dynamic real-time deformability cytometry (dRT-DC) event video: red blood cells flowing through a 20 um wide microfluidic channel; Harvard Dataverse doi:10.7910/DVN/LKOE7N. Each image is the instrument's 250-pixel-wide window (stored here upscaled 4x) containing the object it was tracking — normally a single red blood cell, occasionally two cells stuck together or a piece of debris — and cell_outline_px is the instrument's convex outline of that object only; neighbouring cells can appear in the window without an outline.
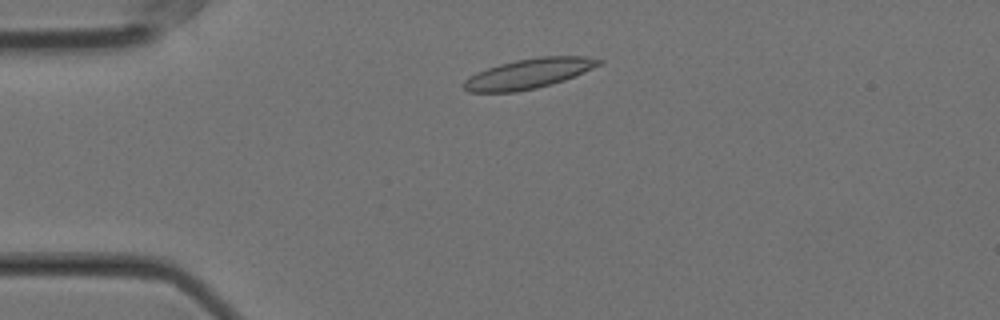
{"species": "Egyptian fruit bat (a non-hibernating species)", "species_latin": "Rousettus aegyptiacus", "temperature_condition": "cold", "stored_images_in_passage": 51, "camera_frame_rate_fps": 3000, "um_per_image_px": 0.085, "animal": {"sex": "female"}, "frame": {"image": 1, "passage_image": 7, "time_ms": 2.0, "image_size_px": [1000, 320], "cell_outline_px": [[604, 64], [564, 80], [552, 84], [536, 88], [516, 92], [468, 92], [460, 84], [464, 80], [476, 72], [500, 64], [516, 60], [540, 56], [584, 56], [604, 60]], "centroid_in_image_um": [44.95, 6.25], "position_along_channel_um": 40.0, "area_um2": 23.7}}
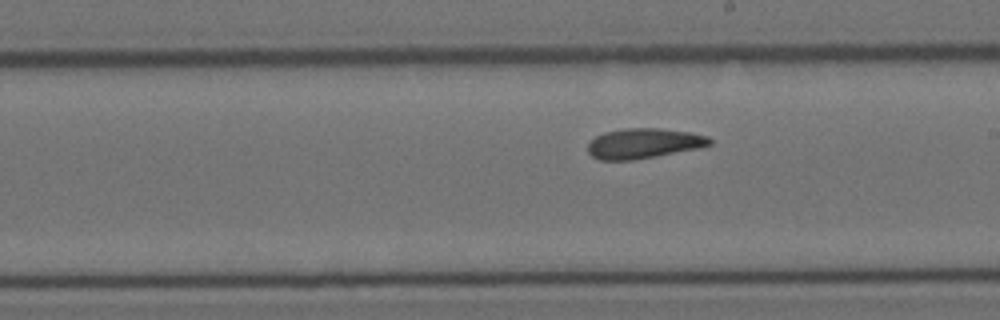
{"frame": {"image": 2, "passage_image": 26, "time_ms": 8.333, "image_size_px": [1000, 320], "cell_outline_px": [[712, 144], [700, 148], [656, 156], [632, 160], [600, 160], [592, 156], [588, 152], [588, 144], [596, 136], [604, 132], [624, 128], [660, 128], [692, 132], [708, 136], [712, 140]], "centroid_in_image_um": [54.74, 12.18], "position_along_channel_um": 234.3, "area_um2": 21.5}}
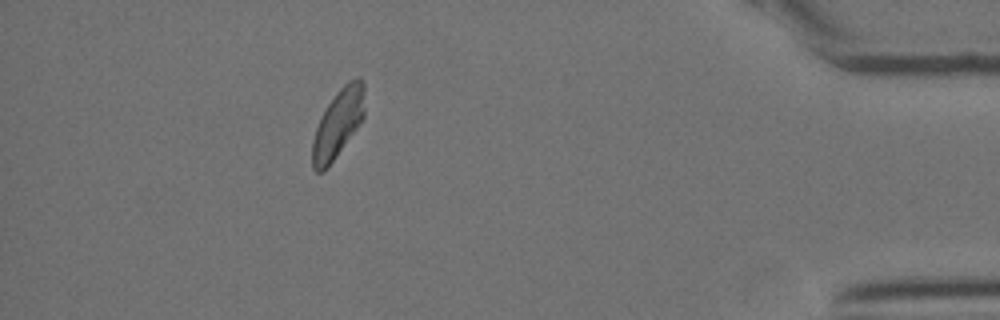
{"frame": {"image": 3, "passage_image": 45, "time_ms": 14.667, "image_size_px": [1000, 320], "cell_outline_px": [[364, 116], [356, 128], [324, 172], [316, 172], [312, 168], [312, 140], [320, 116], [336, 92], [348, 80], [356, 76], [360, 76], [364, 84]], "centroid_in_image_um": [28.72, 10.46], "position_along_channel_um": 406.5, "area_um2": 20.69}, "authors_computed_cell_mechanics": {"area_um2": 21.4438, "velocity_mm_per_s": 3.5169, "shape_relaxation_time_tau1_ms": 9.9658, "shape_relaxation_time_tau2_ms": 3.6485, "deformation_change_tau1": 0.1864, "deformation_change_tau2": 0.0892}}